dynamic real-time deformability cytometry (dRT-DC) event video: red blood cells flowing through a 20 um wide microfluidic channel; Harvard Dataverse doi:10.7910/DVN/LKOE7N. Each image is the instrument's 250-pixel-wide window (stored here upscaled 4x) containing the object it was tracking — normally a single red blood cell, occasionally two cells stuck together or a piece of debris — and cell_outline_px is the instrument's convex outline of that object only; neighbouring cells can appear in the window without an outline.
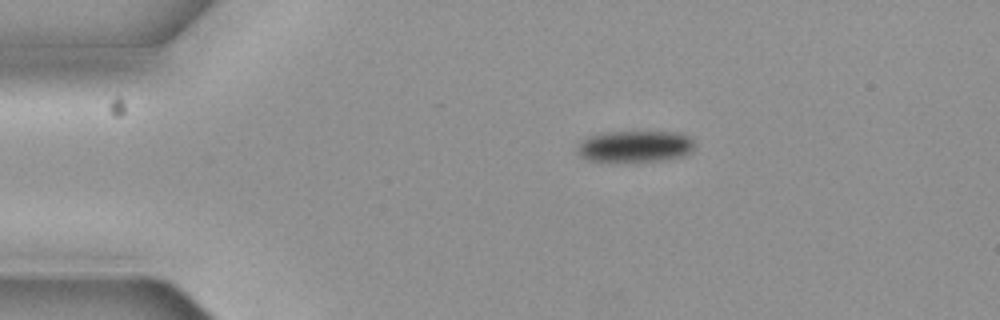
{"species": "common noctule bat (a hibernating species)", "species_latin": "Nyctalus noctula", "temperature_condition": "cold", "stored_images_in_passage": 4, "camera_frame_rate_fps": 3000, "um_per_image_px": 0.085, "animal": {"sex": "female", "body_mass_g": 19.3, "forearm_length_mm": 54.1}, "frame": {"image": 1, "passage_image": 1, "time_ms": 0.0, "image_size_px": [1000, 320], "cell_outline_px": [[696, 144], [692, 152], [684, 156], [668, 160], [616, 164], [588, 160], [580, 156], [576, 152], [580, 144], [588, 136], [612, 132], [680, 132], [688, 136]], "centroid_in_image_um": [54.01, 12.5], "position_along_channel_um": 31.0, "area_um2": 22.37}}
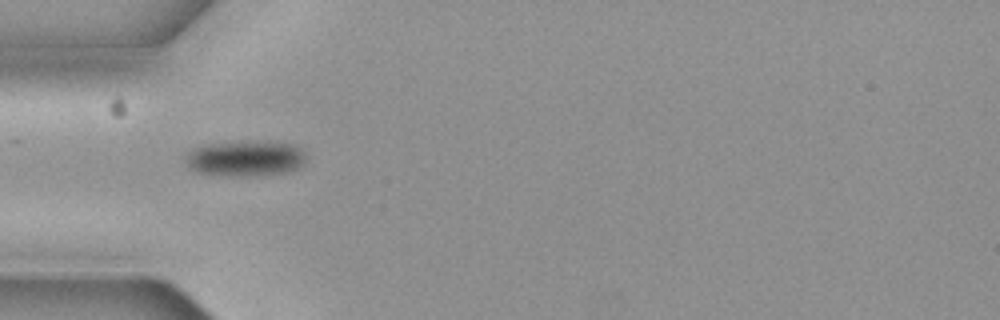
{"frame": {"image": 2, "passage_image": 3, "time_ms": 0.667, "image_size_px": [1000, 320], "cell_outline_px": [[304, 164], [288, 172], [264, 176], [232, 176], [196, 172], [188, 168], [184, 160], [188, 152], [192, 148], [208, 144], [296, 144], [304, 152]], "centroid_in_image_um": [20.82, 13.53], "position_along_channel_um": 64.2, "area_um2": 24.28}}